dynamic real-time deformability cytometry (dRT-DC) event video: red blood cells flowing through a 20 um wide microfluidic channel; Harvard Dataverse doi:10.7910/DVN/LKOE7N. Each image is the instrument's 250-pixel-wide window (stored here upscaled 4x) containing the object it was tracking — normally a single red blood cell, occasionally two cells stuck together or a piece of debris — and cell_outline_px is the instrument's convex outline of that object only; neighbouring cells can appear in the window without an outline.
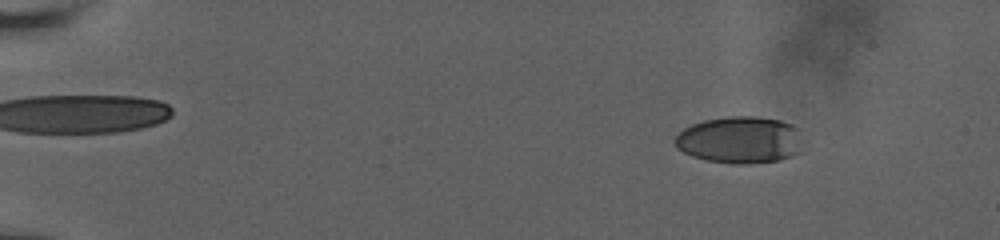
{"species": "human", "species_latin": "Homo sapiens", "temperature_condition": "room temperature", "stored_images_in_passage": 31, "camera_frame_rate_fps": 3000, "um_per_image_px": 0.085, "donor": {"sex": "male"}, "frame": {"image": 1, "passage_image": 2, "time_ms": 1.0, "image_size_px": [1000, 240], "cell_outline_px": [[800, 152], [776, 160], [748, 164], [736, 164], [708, 160], [692, 156], [676, 148], [672, 140], [684, 128], [692, 124], [704, 120], [728, 116], [760, 116], [780, 120], [792, 124], [800, 128]], "centroid_in_image_um": [62.88, 11.87], "position_along_channel_um": 22.1, "area_um2": 35.14}}
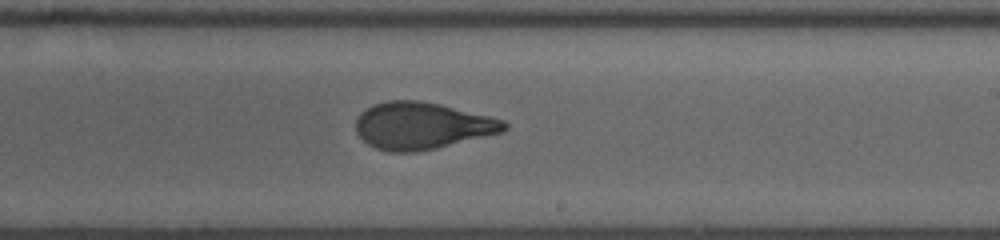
{"frame": {"image": 2, "passage_image": 18, "time_ms": 10.667, "image_size_px": [1000, 240], "cell_outline_px": [[508, 128], [504, 132], [436, 148], [416, 152], [388, 152], [376, 148], [368, 144], [356, 132], [356, 120], [360, 112], [372, 104], [388, 100], [420, 100], [440, 104], [504, 120], [508, 124]], "centroid_in_image_um": [35.85, 10.68], "position_along_channel_um": 253.1, "area_um2": 40.69}}
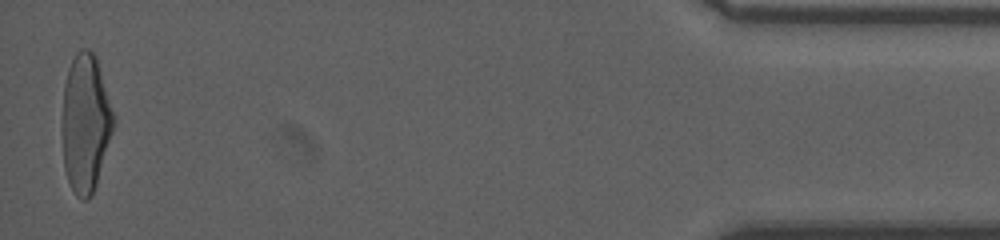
{"frame": {"image": 3, "passage_image": 31, "time_ms": 17.333, "image_size_px": [1000, 240], "cell_outline_px": [[116, 120], [96, 184], [92, 196], [88, 200], [80, 200], [72, 192], [64, 168], [60, 128], [64, 84], [68, 68], [76, 52], [80, 48], [88, 48], [96, 56]], "centroid_in_image_um": [7.23, 10.48], "position_along_channel_um": 428.0, "area_um2": 42.08}, "authors_computed_cell_mechanics": {"area_um2": 40.1132, "velocity_mm_per_s": 3.8206, "shape_relaxation_time_tau1_ms": 5.1606, "shape_relaxation_time_tau2_ms": 1.0589, "deformation_change_tau1": 0.2174, "deformation_change_tau2": 0.0776}}